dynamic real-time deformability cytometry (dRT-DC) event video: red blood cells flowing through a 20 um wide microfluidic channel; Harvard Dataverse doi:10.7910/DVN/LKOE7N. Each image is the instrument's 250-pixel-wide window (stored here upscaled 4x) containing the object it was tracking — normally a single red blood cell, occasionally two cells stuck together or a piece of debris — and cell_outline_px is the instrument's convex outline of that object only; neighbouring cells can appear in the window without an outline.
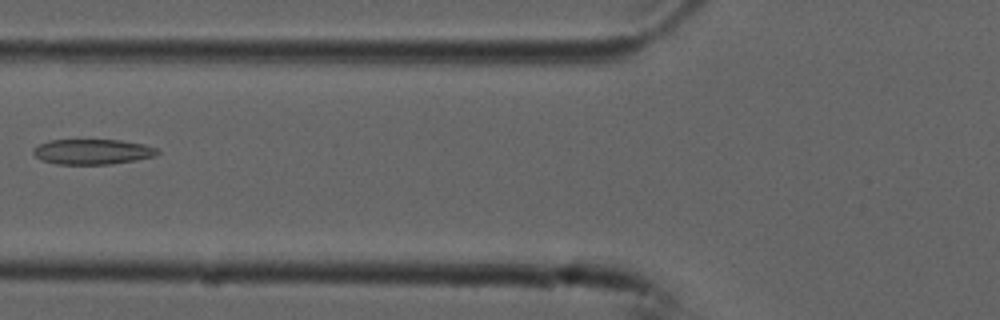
{"species": "common noctule bat (a hibernating species)", "species_latin": "Nyctalus noctula", "temperature_condition": "cold", "stored_images_in_passage": 6, "camera_frame_rate_fps": 3000, "um_per_image_px": 0.085, "animal": {"sex": "male", "forearm_length_mm": 52.5}, "frame": {"image": 1, "passage_image": 5, "time_ms": 1.333, "image_size_px": [1000, 320], "cell_outline_px": [[160, 152], [156, 156], [112, 164], [56, 164], [40, 160], [32, 152], [32, 148], [48, 140], [120, 140], [144, 144], [156, 148]], "centroid_in_image_um": [7.84, 12.9], "position_along_channel_um": 118.0, "area_um2": 18.32}}
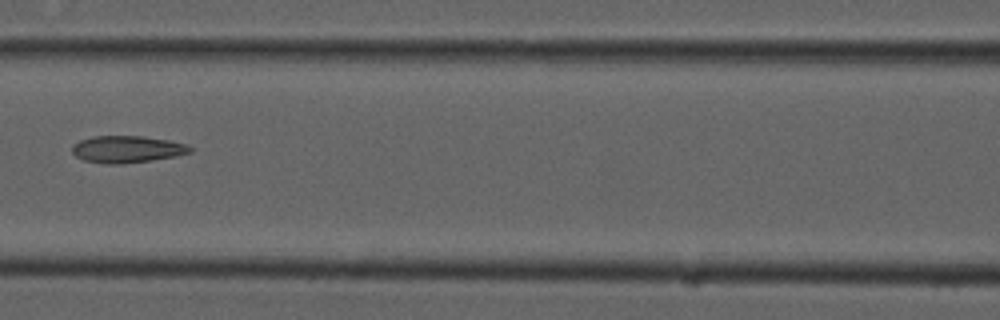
{"frame": {"image": 2, "passage_image": 6, "time_ms": 1.667, "image_size_px": [1000, 320], "cell_outline_px": [[192, 152], [172, 156], [148, 160], [120, 164], [108, 164], [84, 160], [76, 156], [72, 152], [72, 144], [80, 140], [96, 136], [140, 136], [168, 140], [184, 144], [192, 148]], "centroid_in_image_um": [10.74, 12.68], "position_along_channel_um": 155.9, "area_um2": 18.15}}